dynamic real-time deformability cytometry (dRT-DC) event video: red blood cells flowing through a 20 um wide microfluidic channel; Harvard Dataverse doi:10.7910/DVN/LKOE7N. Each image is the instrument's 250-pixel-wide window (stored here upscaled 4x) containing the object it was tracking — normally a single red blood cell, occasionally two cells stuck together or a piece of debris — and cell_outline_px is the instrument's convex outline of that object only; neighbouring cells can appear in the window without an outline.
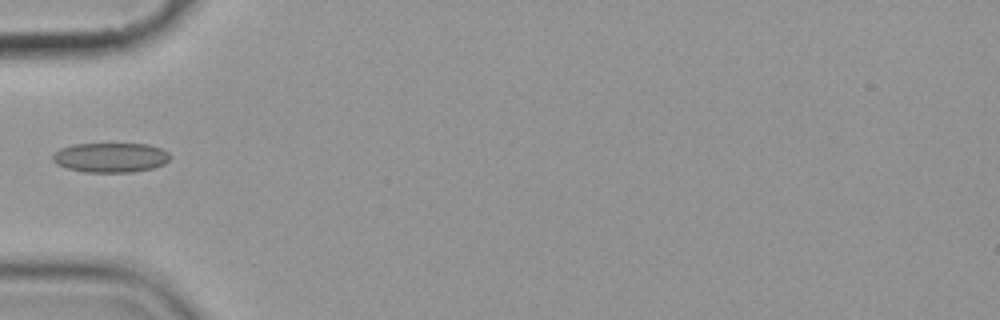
{"species": "common noctule bat (a hibernating species)", "species_latin": "Nyctalus noctula", "temperature_condition": "cold", "stored_images_in_passage": 7, "camera_frame_rate_fps": 3000, "um_per_image_px": 0.085, "animal": {"sex": "female", "body_mass_g": 19.9}, "frame": {"image": 1, "passage_image": 4, "time_ms": 3.667, "image_size_px": [1000, 320], "cell_outline_px": [[172, 156], [164, 164], [152, 168], [132, 172], [84, 172], [68, 168], [56, 164], [52, 160], [52, 156], [60, 148], [72, 144], [148, 144], [160, 148], [168, 152]], "centroid_in_image_um": [9.4, 13.39], "position_along_channel_um": 75.6, "area_um2": 20.29}}
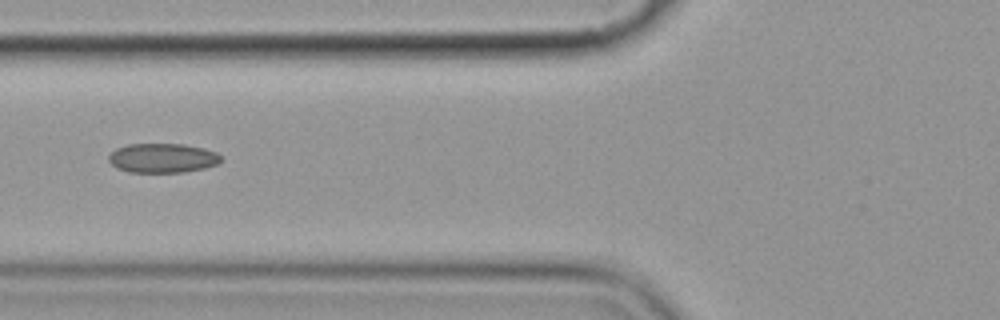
{"frame": {"image": 2, "passage_image": 5, "time_ms": 4.667, "image_size_px": [1000, 320], "cell_outline_px": [[220, 160], [216, 164], [204, 168], [184, 172], [128, 172], [116, 168], [108, 160], [108, 156], [116, 148], [128, 144], [184, 144], [204, 148], [216, 152], [220, 156]], "centroid_in_image_um": [13.78, 13.43], "position_along_channel_um": 112.0, "area_um2": 19.19}}
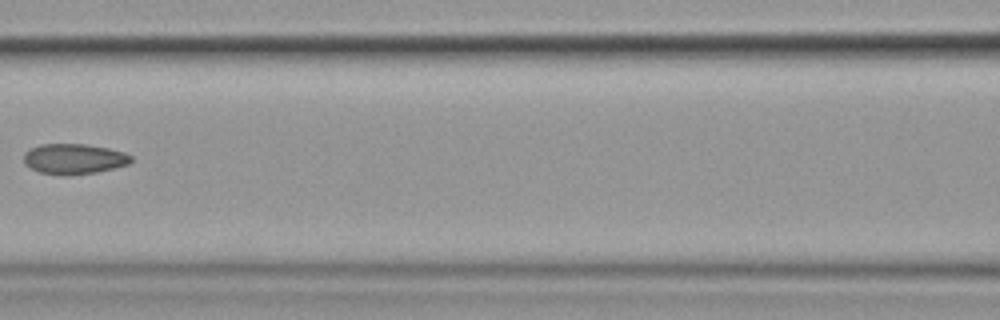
{"frame": {"image": 3, "passage_image": 6, "time_ms": 6.0, "image_size_px": [1000, 320], "cell_outline_px": [[132, 160], [128, 164], [96, 172], [72, 176], [64, 176], [36, 172], [24, 164], [24, 152], [40, 144], [84, 144], [108, 148], [124, 152], [132, 156]], "centroid_in_image_um": [6.25, 13.52], "position_along_channel_um": 160.4, "area_um2": 19.19}}